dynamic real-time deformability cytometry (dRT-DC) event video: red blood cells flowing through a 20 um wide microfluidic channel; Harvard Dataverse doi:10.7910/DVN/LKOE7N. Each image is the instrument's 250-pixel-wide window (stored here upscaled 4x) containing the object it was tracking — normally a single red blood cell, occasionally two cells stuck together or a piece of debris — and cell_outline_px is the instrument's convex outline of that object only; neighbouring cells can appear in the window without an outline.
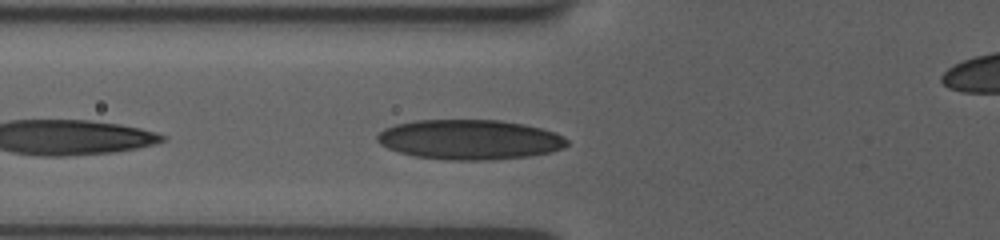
{"species": "human", "species_latin": "Homo sapiens", "temperature_condition": "room temperature", "stored_images_in_passage": 30, "camera_frame_rate_fps": 3000, "um_per_image_px": 0.085, "donor": {"sex": "female"}, "frame": {"image": 1, "passage_image": 3, "time_ms": 0.667, "image_size_px": [1000, 240], "cell_outline_px": [[568, 144], [564, 148], [552, 152], [532, 156], [492, 160], [448, 160], [416, 156], [400, 152], [388, 148], [380, 144], [376, 140], [376, 136], [384, 128], [396, 124], [416, 120], [500, 120], [524, 124], [540, 128], [564, 136], [568, 140]], "centroid_in_image_um": [39.94, 11.87], "position_along_channel_um": 85.9, "area_um2": 44.27}}
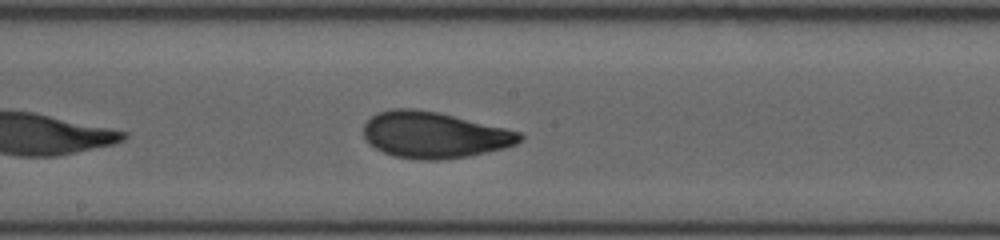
{"frame": {"image": 2, "passage_image": 18, "time_ms": 4.0, "image_size_px": [1000, 240], "cell_outline_px": [[524, 136], [516, 144], [504, 148], [468, 156], [440, 160], [420, 160], [392, 156], [368, 144], [364, 140], [364, 124], [372, 116], [380, 112], [396, 108], [412, 108], [440, 112], [520, 132]], "centroid_in_image_um": [36.88, 11.47], "position_along_channel_um": 211.3, "area_um2": 42.08}}
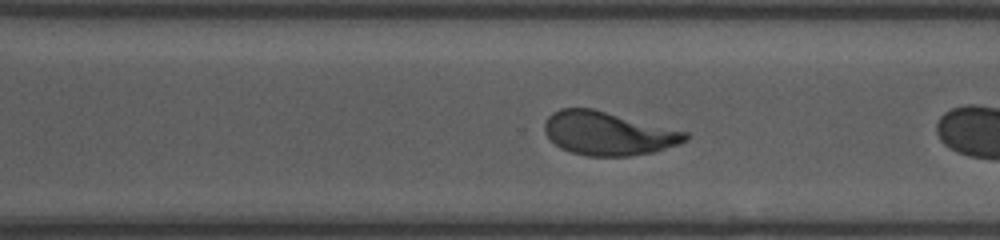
{"frame": {"image": 3, "passage_image": 25, "time_ms": 6.0, "image_size_px": [1000, 240], "cell_outline_px": [[688, 140], [680, 144], [652, 152], [628, 156], [588, 156], [572, 152], [560, 148], [544, 132], [544, 124], [548, 116], [552, 112], [560, 108], [592, 108], [688, 132]], "centroid_in_image_um": [51.68, 11.33], "position_along_channel_um": 318.9, "area_um2": 35.6}}